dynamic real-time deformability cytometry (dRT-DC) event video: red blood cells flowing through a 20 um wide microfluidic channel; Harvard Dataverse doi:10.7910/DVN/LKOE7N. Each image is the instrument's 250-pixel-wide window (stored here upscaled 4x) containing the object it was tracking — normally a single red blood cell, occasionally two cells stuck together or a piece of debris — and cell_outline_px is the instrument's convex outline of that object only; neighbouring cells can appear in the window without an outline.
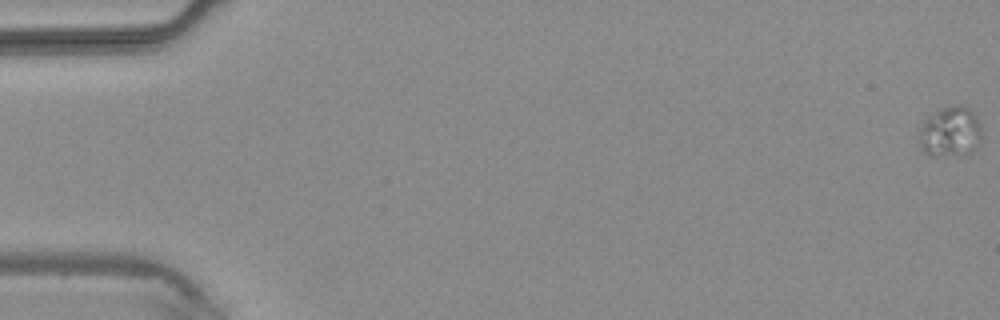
{"species": "common noctule bat (a hibernating species)", "species_latin": "Nyctalus noctula", "temperature_condition": "warm", "stored_images_in_passage": 6, "camera_frame_rate_fps": 3000, "um_per_image_px": 0.085, "animal": {"sex": "male", "body_mass_g": 20.4}, "frame": {"image": 1, "passage_image": 1, "time_ms": 0.0, "image_size_px": [1000, 320], "cell_outline_px": [[984, 136], [976, 148], [972, 152], [964, 156], [928, 156], [924, 152], [920, 140], [920, 128], [924, 120], [928, 116], [940, 108], [956, 104], [964, 104], [976, 116], [984, 128]], "centroid_in_image_um": [80.85, 11.22], "position_along_channel_um": 4.2, "area_um2": 19.13}}
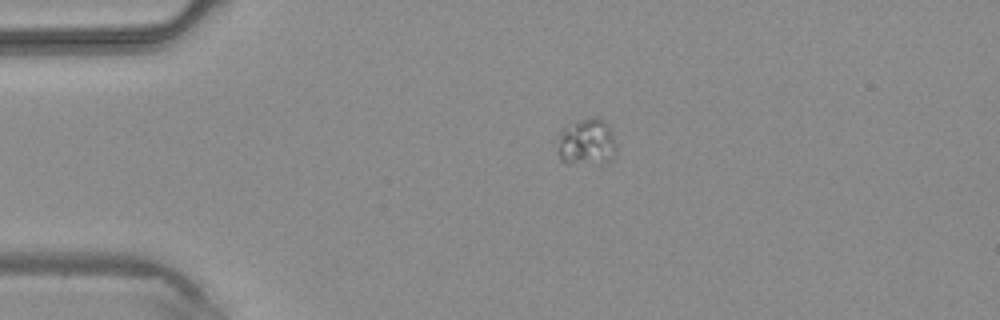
{"frame": {"image": 2, "passage_image": 4, "time_ms": 1.0, "image_size_px": [1000, 320], "cell_outline_px": [[616, 148], [608, 160], [600, 164], [568, 164], [560, 160], [560, 132], [564, 128], [580, 120], [596, 116], [604, 120], [608, 124], [616, 144]], "centroid_in_image_um": [49.89, 12.09], "position_along_channel_um": 35.1, "area_um2": 15.72}}
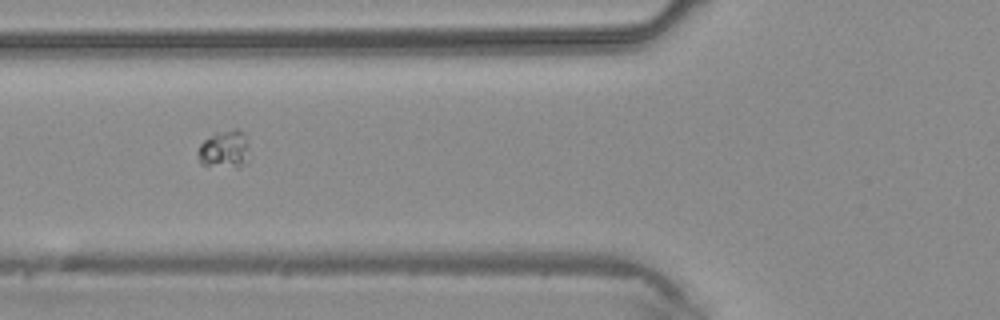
{"frame": {"image": 3, "passage_image": 6, "time_ms": 1.667, "image_size_px": [1000, 320], "cell_outline_px": [[248, 164], [240, 168], [236, 168], [200, 164], [196, 152], [200, 144], [204, 140], [216, 132], [236, 128], [244, 132]], "centroid_in_image_um": [19.05, 12.71], "position_along_channel_um": 106.8, "area_um2": 11.44}}